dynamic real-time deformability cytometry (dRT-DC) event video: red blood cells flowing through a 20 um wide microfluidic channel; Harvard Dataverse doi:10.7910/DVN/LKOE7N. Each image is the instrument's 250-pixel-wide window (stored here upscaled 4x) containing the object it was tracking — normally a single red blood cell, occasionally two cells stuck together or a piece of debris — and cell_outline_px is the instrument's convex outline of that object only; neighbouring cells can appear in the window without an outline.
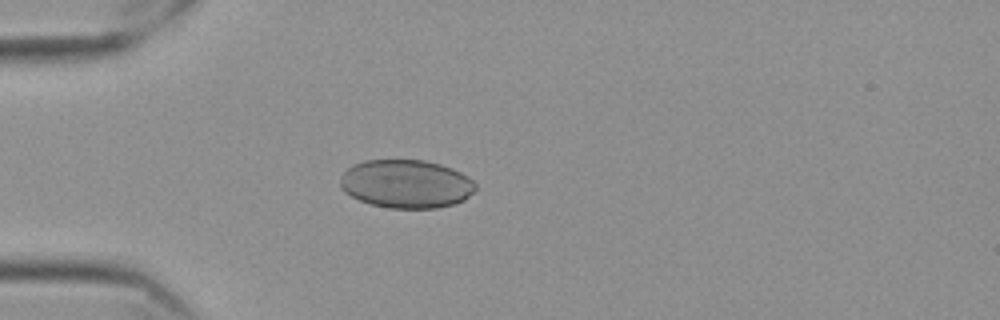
{"species": "Egyptian fruit bat (a non-hibernating species)", "species_latin": "Rousettus aegyptiacus", "temperature_condition": "cold", "stored_images_in_passage": 43, "camera_frame_rate_fps": 3000, "um_per_image_px": 0.085, "frame": {"image": 1, "passage_image": 2, "time_ms": 0.333, "image_size_px": [1000, 320], "cell_outline_px": [[476, 192], [464, 200], [452, 204], [436, 208], [388, 208], [372, 204], [360, 200], [344, 192], [340, 188], [340, 180], [344, 172], [352, 164], [364, 160], [424, 160], [440, 164], [452, 168], [468, 176], [476, 184]], "centroid_in_image_um": [34.54, 15.63], "position_along_channel_um": 50.5, "area_um2": 38.32}}
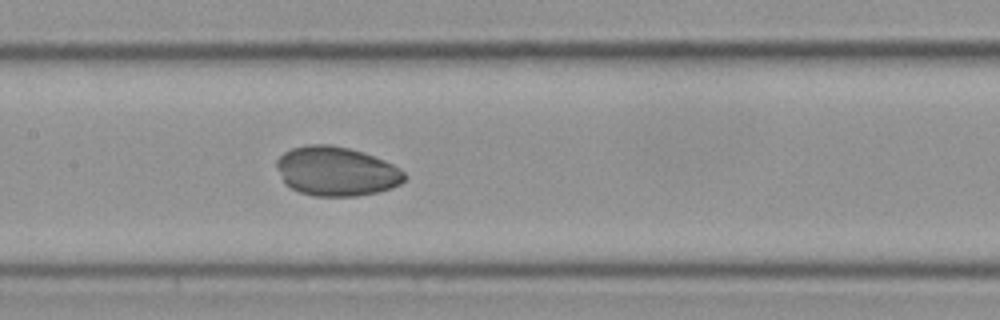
{"frame": {"image": 2, "passage_image": 14, "time_ms": 4.333, "image_size_px": [1000, 320], "cell_outline_px": [[408, 176], [400, 184], [392, 188], [376, 192], [356, 196], [312, 196], [300, 192], [292, 188], [284, 180], [276, 168], [276, 160], [284, 152], [292, 148], [308, 144], [332, 144], [364, 152], [384, 160], [400, 168]], "centroid_in_image_um": [28.61, 14.55], "position_along_channel_um": 178.8, "area_um2": 36.76}}
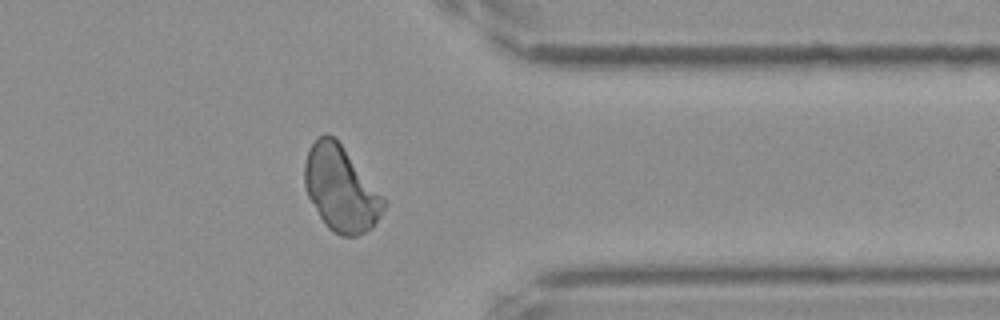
{"frame": {"image": 3, "passage_image": 32, "time_ms": 10.333, "image_size_px": [1000, 320], "cell_outline_px": [[384, 208], [380, 216], [372, 228], [356, 236], [340, 236], [332, 232], [324, 224], [308, 196], [304, 184], [304, 164], [308, 152], [312, 144], [320, 136], [332, 136], [340, 144], [384, 200]], "centroid_in_image_um": [28.92, 16.11], "position_along_channel_um": 382.5, "area_um2": 38.03}}